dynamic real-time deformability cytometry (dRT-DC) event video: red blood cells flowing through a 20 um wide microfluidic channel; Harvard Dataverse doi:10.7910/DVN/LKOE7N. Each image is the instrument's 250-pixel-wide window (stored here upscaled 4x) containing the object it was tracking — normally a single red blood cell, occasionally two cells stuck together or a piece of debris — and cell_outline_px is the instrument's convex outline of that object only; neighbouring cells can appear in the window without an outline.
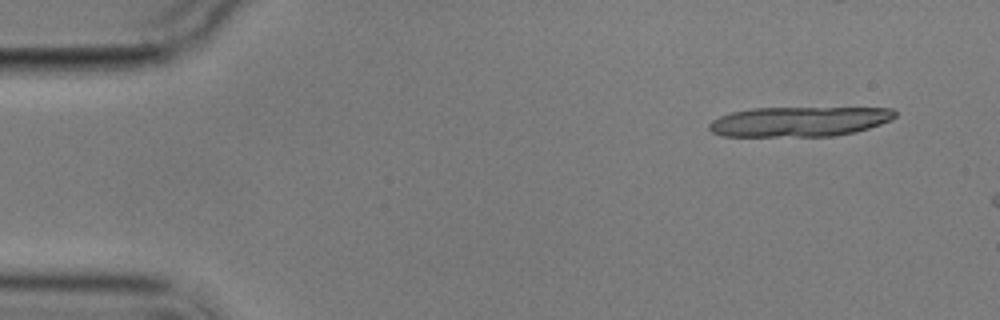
{"species": "common noctule bat (a hibernating species)", "species_latin": "Nyctalus noctula", "temperature_condition": "cold", "stored_images_in_passage": 3, "camera_frame_rate_fps": 3000, "um_per_image_px": 0.085, "animal": {"sex": "male", "body_mass_g": 17.9}, "frame": {"image": 1, "passage_image": 1, "time_ms": 0.0, "image_size_px": [1000, 320], "cell_outline_px": [[896, 116], [880, 124], [856, 132], [836, 136], [720, 136], [712, 132], [708, 128], [708, 124], [712, 120], [720, 116], [732, 112], [752, 108], [892, 108], [896, 112]], "centroid_in_image_um": [67.9, 10.34], "position_along_channel_um": 17.1, "area_um2": 32.37}}